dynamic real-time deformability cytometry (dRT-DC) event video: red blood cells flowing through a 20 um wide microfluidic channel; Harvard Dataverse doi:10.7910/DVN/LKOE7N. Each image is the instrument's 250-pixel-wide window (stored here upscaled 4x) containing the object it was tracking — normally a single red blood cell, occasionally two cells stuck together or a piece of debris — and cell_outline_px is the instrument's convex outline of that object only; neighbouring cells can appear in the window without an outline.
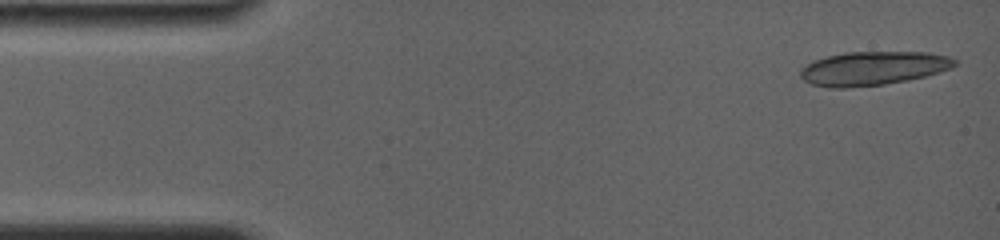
{"species": "common noctule bat (a hibernating species)", "species_latin": "Nyctalus noctula", "temperature_condition": "room temperature", "stored_images_in_passage": 3, "camera_frame_rate_fps": 4000, "um_per_image_px": 0.085, "animal": {"sex": "female", "body_mass_g": 19.0, "forearm_length_mm": 56.7}, "frame": {"image": 1, "passage_image": 1, "time_ms": 0.0, "image_size_px": [1000, 240], "cell_outline_px": [[960, 60], [952, 68], [924, 76], [908, 80], [884, 84], [844, 88], [828, 88], [812, 84], [804, 80], [800, 76], [800, 68], [816, 60], [828, 56], [844, 52], [928, 52], [948, 56]], "centroid_in_image_um": [74.23, 5.8], "position_along_channel_um": 10.8, "area_um2": 30.4}}